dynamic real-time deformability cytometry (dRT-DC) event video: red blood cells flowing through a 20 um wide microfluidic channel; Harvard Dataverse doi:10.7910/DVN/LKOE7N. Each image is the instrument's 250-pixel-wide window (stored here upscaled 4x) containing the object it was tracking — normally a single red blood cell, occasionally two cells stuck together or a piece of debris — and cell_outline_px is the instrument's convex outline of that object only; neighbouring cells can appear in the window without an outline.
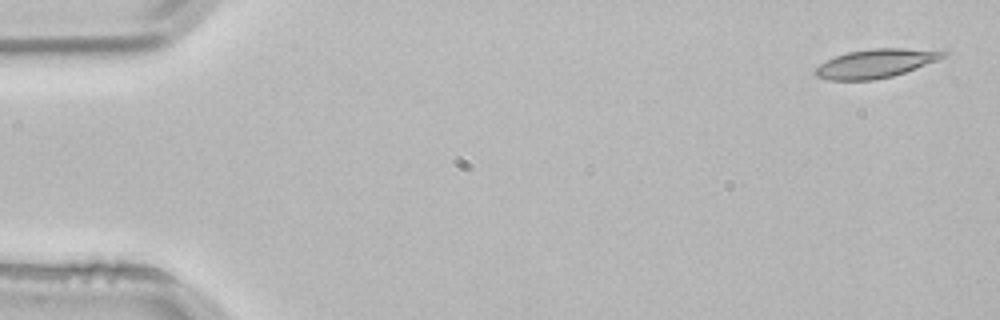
{"species": "common noctule bat (a hibernating species)", "species_latin": "Nyctalus noctula", "temperature_condition": "room temperature", "stored_images_in_passage": 4, "camera_frame_rate_fps": 3000, "um_per_image_px": 0.085, "animal": {"sex": "male", "body_mass_g": 21.5, "forearm_length_mm": 52.0}, "frame": {"image": 1, "passage_image": 1, "time_ms": 0.0, "image_size_px": [1000, 320], "cell_outline_px": [[948, 56], [916, 68], [892, 76], [872, 80], [828, 80], [816, 76], [812, 72], [820, 64], [836, 56], [848, 52], [872, 48], [948, 48]], "centroid_in_image_um": [74.55, 5.36], "position_along_channel_um": 10.4, "area_um2": 21.85}}
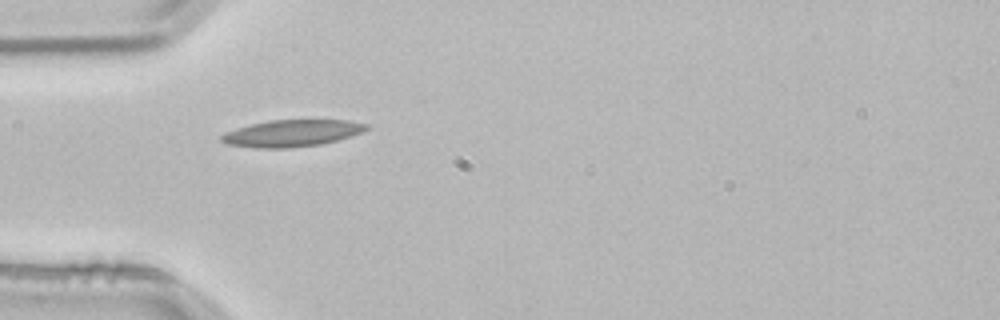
{"frame": {"image": 2, "passage_image": 4, "time_ms": 1.0, "image_size_px": [1000, 320], "cell_outline_px": [[372, 128], [364, 132], [352, 136], [320, 144], [288, 148], [252, 148], [224, 144], [220, 140], [220, 136], [224, 132], [252, 124], [268, 120], [348, 120], [368, 124]], "centroid_in_image_um": [24.82, 11.33], "position_along_channel_um": 60.2, "area_um2": 22.89}}